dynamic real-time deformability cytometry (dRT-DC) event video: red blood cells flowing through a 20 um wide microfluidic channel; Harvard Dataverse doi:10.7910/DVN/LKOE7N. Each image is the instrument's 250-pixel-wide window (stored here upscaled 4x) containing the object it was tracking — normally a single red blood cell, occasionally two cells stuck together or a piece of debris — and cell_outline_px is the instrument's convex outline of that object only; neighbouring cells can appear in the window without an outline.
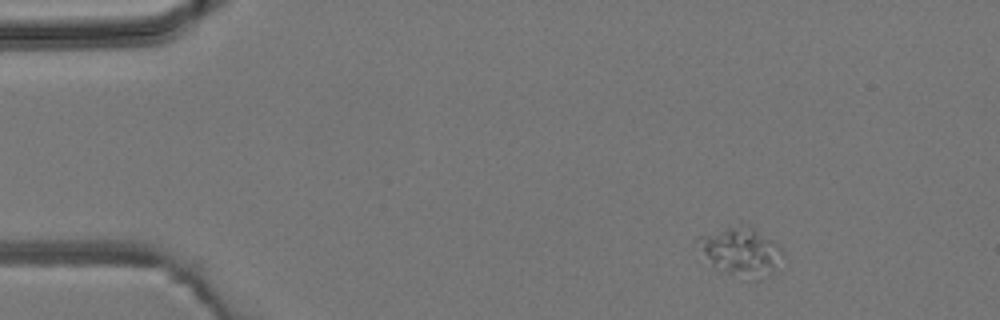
{"species": "common noctule bat (a hibernating species)", "species_latin": "Nyctalus noctula", "temperature_condition": "room temperature", "stored_images_in_passage": 4, "camera_frame_rate_fps": 3000, "um_per_image_px": 0.085, "animal": {"sex": "male", "body_mass_g": 19.2, "forearm_length_mm": 51.8}, "frame": {"image": 1, "passage_image": 1, "time_ms": 0.0, "image_size_px": [1000, 320], "cell_outline_px": [[784, 256], [776, 272], [768, 276], [728, 272], [712, 264], [696, 240], [700, 236], [740, 220], [752, 224], [776, 240], [784, 252]], "centroid_in_image_um": [63.1, 21.21], "position_along_channel_um": 21.9, "area_um2": 23.93}}